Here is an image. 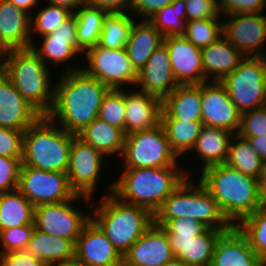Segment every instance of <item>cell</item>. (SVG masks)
<instances>
[{"label":"cell","instance_id":"cell-1","mask_svg":"<svg viewBox=\"0 0 266 266\" xmlns=\"http://www.w3.org/2000/svg\"><path fill=\"white\" fill-rule=\"evenodd\" d=\"M81 68L66 66L63 69V75L54 87L52 110L47 115L54 122L58 119L61 128L75 135L98 117L103 98L110 90Z\"/></svg>","mask_w":266,"mask_h":266},{"label":"cell","instance_id":"cell-2","mask_svg":"<svg viewBox=\"0 0 266 266\" xmlns=\"http://www.w3.org/2000/svg\"><path fill=\"white\" fill-rule=\"evenodd\" d=\"M201 172L199 181L213 195L233 226L264 203L263 183L259 179L226 163L206 167Z\"/></svg>","mask_w":266,"mask_h":266},{"label":"cell","instance_id":"cell-3","mask_svg":"<svg viewBox=\"0 0 266 266\" xmlns=\"http://www.w3.org/2000/svg\"><path fill=\"white\" fill-rule=\"evenodd\" d=\"M123 170L119 179L113 182L112 193L123 202L147 209L152 215L189 177L179 166Z\"/></svg>","mask_w":266,"mask_h":266},{"label":"cell","instance_id":"cell-4","mask_svg":"<svg viewBox=\"0 0 266 266\" xmlns=\"http://www.w3.org/2000/svg\"><path fill=\"white\" fill-rule=\"evenodd\" d=\"M0 68L23 99L42 116H47L51 112L55 86L50 84L49 67L32 47L9 50L0 54Z\"/></svg>","mask_w":266,"mask_h":266},{"label":"cell","instance_id":"cell-5","mask_svg":"<svg viewBox=\"0 0 266 266\" xmlns=\"http://www.w3.org/2000/svg\"><path fill=\"white\" fill-rule=\"evenodd\" d=\"M91 219L100 227L114 248L123 255L154 223V215L138 205L128 204L115 196L113 182L107 187ZM110 191V192H109Z\"/></svg>","mask_w":266,"mask_h":266},{"label":"cell","instance_id":"cell-6","mask_svg":"<svg viewBox=\"0 0 266 266\" xmlns=\"http://www.w3.org/2000/svg\"><path fill=\"white\" fill-rule=\"evenodd\" d=\"M76 136L48 116H41L23 133L22 165L67 173L70 147Z\"/></svg>","mask_w":266,"mask_h":266},{"label":"cell","instance_id":"cell-7","mask_svg":"<svg viewBox=\"0 0 266 266\" xmlns=\"http://www.w3.org/2000/svg\"><path fill=\"white\" fill-rule=\"evenodd\" d=\"M188 177L163 202L154 219L191 218L207 228L229 231L234 226L224 216L218 202L201 183ZM196 185V186H195Z\"/></svg>","mask_w":266,"mask_h":266},{"label":"cell","instance_id":"cell-8","mask_svg":"<svg viewBox=\"0 0 266 266\" xmlns=\"http://www.w3.org/2000/svg\"><path fill=\"white\" fill-rule=\"evenodd\" d=\"M220 83L242 114L266 105V56L245 57Z\"/></svg>","mask_w":266,"mask_h":266},{"label":"cell","instance_id":"cell-9","mask_svg":"<svg viewBox=\"0 0 266 266\" xmlns=\"http://www.w3.org/2000/svg\"><path fill=\"white\" fill-rule=\"evenodd\" d=\"M124 169L163 168L178 166V156L172 150L163 125L129 133L122 153Z\"/></svg>","mask_w":266,"mask_h":266},{"label":"cell","instance_id":"cell-10","mask_svg":"<svg viewBox=\"0 0 266 266\" xmlns=\"http://www.w3.org/2000/svg\"><path fill=\"white\" fill-rule=\"evenodd\" d=\"M81 198L86 202L92 200L86 196L76 195L73 199L65 202L36 206L34 210L35 228L49 235L71 240L75 244L83 227L91 219V213L83 212V209L76 210L73 206V203Z\"/></svg>","mask_w":266,"mask_h":266},{"label":"cell","instance_id":"cell-11","mask_svg":"<svg viewBox=\"0 0 266 266\" xmlns=\"http://www.w3.org/2000/svg\"><path fill=\"white\" fill-rule=\"evenodd\" d=\"M87 65L81 69L110 89H121L124 84L136 87L138 72L133 67L125 48L107 49L94 46L85 52Z\"/></svg>","mask_w":266,"mask_h":266},{"label":"cell","instance_id":"cell-12","mask_svg":"<svg viewBox=\"0 0 266 266\" xmlns=\"http://www.w3.org/2000/svg\"><path fill=\"white\" fill-rule=\"evenodd\" d=\"M18 190L35 207L65 202L77 195L70 187L67 173L44 171L26 165L20 168Z\"/></svg>","mask_w":266,"mask_h":266},{"label":"cell","instance_id":"cell-13","mask_svg":"<svg viewBox=\"0 0 266 266\" xmlns=\"http://www.w3.org/2000/svg\"><path fill=\"white\" fill-rule=\"evenodd\" d=\"M222 22L223 37L246 57L266 56V15L261 13H235L226 15Z\"/></svg>","mask_w":266,"mask_h":266},{"label":"cell","instance_id":"cell-14","mask_svg":"<svg viewBox=\"0 0 266 266\" xmlns=\"http://www.w3.org/2000/svg\"><path fill=\"white\" fill-rule=\"evenodd\" d=\"M105 156L76 136L69 152L67 175L71 189L77 194L93 197Z\"/></svg>","mask_w":266,"mask_h":266},{"label":"cell","instance_id":"cell-15","mask_svg":"<svg viewBox=\"0 0 266 266\" xmlns=\"http://www.w3.org/2000/svg\"><path fill=\"white\" fill-rule=\"evenodd\" d=\"M201 104L203 125L237 134L241 113L220 82L201 83Z\"/></svg>","mask_w":266,"mask_h":266},{"label":"cell","instance_id":"cell-16","mask_svg":"<svg viewBox=\"0 0 266 266\" xmlns=\"http://www.w3.org/2000/svg\"><path fill=\"white\" fill-rule=\"evenodd\" d=\"M174 258L168 234L153 223L122 257V266H161Z\"/></svg>","mask_w":266,"mask_h":266},{"label":"cell","instance_id":"cell-17","mask_svg":"<svg viewBox=\"0 0 266 266\" xmlns=\"http://www.w3.org/2000/svg\"><path fill=\"white\" fill-rule=\"evenodd\" d=\"M173 75L179 85L203 83L202 51L183 35L164 37Z\"/></svg>","mask_w":266,"mask_h":266},{"label":"cell","instance_id":"cell-18","mask_svg":"<svg viewBox=\"0 0 266 266\" xmlns=\"http://www.w3.org/2000/svg\"><path fill=\"white\" fill-rule=\"evenodd\" d=\"M75 258L89 266H122V256L92 219L76 240Z\"/></svg>","mask_w":266,"mask_h":266},{"label":"cell","instance_id":"cell-19","mask_svg":"<svg viewBox=\"0 0 266 266\" xmlns=\"http://www.w3.org/2000/svg\"><path fill=\"white\" fill-rule=\"evenodd\" d=\"M42 115L13 86L0 68V127L25 131Z\"/></svg>","mask_w":266,"mask_h":266},{"label":"cell","instance_id":"cell-20","mask_svg":"<svg viewBox=\"0 0 266 266\" xmlns=\"http://www.w3.org/2000/svg\"><path fill=\"white\" fill-rule=\"evenodd\" d=\"M136 85L140 86V91L161 100L179 85L173 75L169 51L164 43L153 52L138 73Z\"/></svg>","mask_w":266,"mask_h":266},{"label":"cell","instance_id":"cell-21","mask_svg":"<svg viewBox=\"0 0 266 266\" xmlns=\"http://www.w3.org/2000/svg\"><path fill=\"white\" fill-rule=\"evenodd\" d=\"M31 45V14L0 0V54Z\"/></svg>","mask_w":266,"mask_h":266},{"label":"cell","instance_id":"cell-22","mask_svg":"<svg viewBox=\"0 0 266 266\" xmlns=\"http://www.w3.org/2000/svg\"><path fill=\"white\" fill-rule=\"evenodd\" d=\"M41 46L31 45L40 59L49 67L47 60L53 64L69 62L73 57L80 54L77 50L76 19L72 15L51 34L41 36ZM70 59V60H69Z\"/></svg>","mask_w":266,"mask_h":266},{"label":"cell","instance_id":"cell-23","mask_svg":"<svg viewBox=\"0 0 266 266\" xmlns=\"http://www.w3.org/2000/svg\"><path fill=\"white\" fill-rule=\"evenodd\" d=\"M137 90V91H136ZM125 91V134L148 130L161 123L162 100L145 92Z\"/></svg>","mask_w":266,"mask_h":266},{"label":"cell","instance_id":"cell-24","mask_svg":"<svg viewBox=\"0 0 266 266\" xmlns=\"http://www.w3.org/2000/svg\"><path fill=\"white\" fill-rule=\"evenodd\" d=\"M261 261L248 239L234 226L217 240L210 266H257Z\"/></svg>","mask_w":266,"mask_h":266},{"label":"cell","instance_id":"cell-25","mask_svg":"<svg viewBox=\"0 0 266 266\" xmlns=\"http://www.w3.org/2000/svg\"><path fill=\"white\" fill-rule=\"evenodd\" d=\"M201 51L203 82L209 80L220 82L225 76L233 72L246 57L223 36Z\"/></svg>","mask_w":266,"mask_h":266},{"label":"cell","instance_id":"cell-26","mask_svg":"<svg viewBox=\"0 0 266 266\" xmlns=\"http://www.w3.org/2000/svg\"><path fill=\"white\" fill-rule=\"evenodd\" d=\"M161 118L202 122L201 84L178 85L165 96Z\"/></svg>","mask_w":266,"mask_h":266},{"label":"cell","instance_id":"cell-27","mask_svg":"<svg viewBox=\"0 0 266 266\" xmlns=\"http://www.w3.org/2000/svg\"><path fill=\"white\" fill-rule=\"evenodd\" d=\"M164 36L149 20L134 23L126 51L130 61L139 73L153 52L163 44Z\"/></svg>","mask_w":266,"mask_h":266},{"label":"cell","instance_id":"cell-28","mask_svg":"<svg viewBox=\"0 0 266 266\" xmlns=\"http://www.w3.org/2000/svg\"><path fill=\"white\" fill-rule=\"evenodd\" d=\"M26 251L47 266H58L75 258V244L68 239L34 229Z\"/></svg>","mask_w":266,"mask_h":266},{"label":"cell","instance_id":"cell-29","mask_svg":"<svg viewBox=\"0 0 266 266\" xmlns=\"http://www.w3.org/2000/svg\"><path fill=\"white\" fill-rule=\"evenodd\" d=\"M233 133L225 129L203 125L192 151H196L202 161V170L206 167L225 163Z\"/></svg>","mask_w":266,"mask_h":266},{"label":"cell","instance_id":"cell-30","mask_svg":"<svg viewBox=\"0 0 266 266\" xmlns=\"http://www.w3.org/2000/svg\"><path fill=\"white\" fill-rule=\"evenodd\" d=\"M85 143L92 145L104 156L117 153L121 156L124 149L126 134L122 129L94 119L80 134L77 135Z\"/></svg>","mask_w":266,"mask_h":266},{"label":"cell","instance_id":"cell-31","mask_svg":"<svg viewBox=\"0 0 266 266\" xmlns=\"http://www.w3.org/2000/svg\"><path fill=\"white\" fill-rule=\"evenodd\" d=\"M227 165L240 170L245 175L259 179L262 183L266 174V164L252 148L247 138L234 134L230 141Z\"/></svg>","mask_w":266,"mask_h":266},{"label":"cell","instance_id":"cell-32","mask_svg":"<svg viewBox=\"0 0 266 266\" xmlns=\"http://www.w3.org/2000/svg\"><path fill=\"white\" fill-rule=\"evenodd\" d=\"M34 210L18 189L0 193V230L34 224Z\"/></svg>","mask_w":266,"mask_h":266},{"label":"cell","instance_id":"cell-33","mask_svg":"<svg viewBox=\"0 0 266 266\" xmlns=\"http://www.w3.org/2000/svg\"><path fill=\"white\" fill-rule=\"evenodd\" d=\"M107 13L89 3L73 12L76 19L77 50L80 53L98 44L103 18Z\"/></svg>","mask_w":266,"mask_h":266},{"label":"cell","instance_id":"cell-34","mask_svg":"<svg viewBox=\"0 0 266 266\" xmlns=\"http://www.w3.org/2000/svg\"><path fill=\"white\" fill-rule=\"evenodd\" d=\"M135 19L130 13L108 12L103 18L98 46L107 49L126 48Z\"/></svg>","mask_w":266,"mask_h":266},{"label":"cell","instance_id":"cell-35","mask_svg":"<svg viewBox=\"0 0 266 266\" xmlns=\"http://www.w3.org/2000/svg\"><path fill=\"white\" fill-rule=\"evenodd\" d=\"M167 139L177 156L183 155L194 148L202 122L179 120L175 118H161Z\"/></svg>","mask_w":266,"mask_h":266},{"label":"cell","instance_id":"cell-36","mask_svg":"<svg viewBox=\"0 0 266 266\" xmlns=\"http://www.w3.org/2000/svg\"><path fill=\"white\" fill-rule=\"evenodd\" d=\"M224 232L227 231L207 228L187 243L186 250L178 258L188 266H210L215 244Z\"/></svg>","mask_w":266,"mask_h":266},{"label":"cell","instance_id":"cell-37","mask_svg":"<svg viewBox=\"0 0 266 266\" xmlns=\"http://www.w3.org/2000/svg\"><path fill=\"white\" fill-rule=\"evenodd\" d=\"M248 239L250 247L262 259L266 260V204L260 205L251 215L236 226Z\"/></svg>","mask_w":266,"mask_h":266},{"label":"cell","instance_id":"cell-38","mask_svg":"<svg viewBox=\"0 0 266 266\" xmlns=\"http://www.w3.org/2000/svg\"><path fill=\"white\" fill-rule=\"evenodd\" d=\"M185 0L173 2L159 10L149 21L164 36L183 35L186 26Z\"/></svg>","mask_w":266,"mask_h":266},{"label":"cell","instance_id":"cell-39","mask_svg":"<svg viewBox=\"0 0 266 266\" xmlns=\"http://www.w3.org/2000/svg\"><path fill=\"white\" fill-rule=\"evenodd\" d=\"M222 22L219 19L187 21L183 36L197 48L203 49L223 36Z\"/></svg>","mask_w":266,"mask_h":266},{"label":"cell","instance_id":"cell-40","mask_svg":"<svg viewBox=\"0 0 266 266\" xmlns=\"http://www.w3.org/2000/svg\"><path fill=\"white\" fill-rule=\"evenodd\" d=\"M73 15L69 9L57 5L49 4L39 10L37 15H31V41L33 44V34L45 36L51 34L62 23Z\"/></svg>","mask_w":266,"mask_h":266},{"label":"cell","instance_id":"cell-41","mask_svg":"<svg viewBox=\"0 0 266 266\" xmlns=\"http://www.w3.org/2000/svg\"><path fill=\"white\" fill-rule=\"evenodd\" d=\"M125 117V91L123 87L110 89L103 98L98 118L125 132Z\"/></svg>","mask_w":266,"mask_h":266},{"label":"cell","instance_id":"cell-42","mask_svg":"<svg viewBox=\"0 0 266 266\" xmlns=\"http://www.w3.org/2000/svg\"><path fill=\"white\" fill-rule=\"evenodd\" d=\"M154 223L161 226L168 237H195L202 234L207 227L191 218L154 219Z\"/></svg>","mask_w":266,"mask_h":266},{"label":"cell","instance_id":"cell-43","mask_svg":"<svg viewBox=\"0 0 266 266\" xmlns=\"http://www.w3.org/2000/svg\"><path fill=\"white\" fill-rule=\"evenodd\" d=\"M34 229L35 225L29 224L0 230V254L26 250Z\"/></svg>","mask_w":266,"mask_h":266},{"label":"cell","instance_id":"cell-44","mask_svg":"<svg viewBox=\"0 0 266 266\" xmlns=\"http://www.w3.org/2000/svg\"><path fill=\"white\" fill-rule=\"evenodd\" d=\"M239 136L266 135V105L241 114Z\"/></svg>","mask_w":266,"mask_h":266},{"label":"cell","instance_id":"cell-45","mask_svg":"<svg viewBox=\"0 0 266 266\" xmlns=\"http://www.w3.org/2000/svg\"><path fill=\"white\" fill-rule=\"evenodd\" d=\"M22 158L0 156V193L18 189Z\"/></svg>","mask_w":266,"mask_h":266},{"label":"cell","instance_id":"cell-46","mask_svg":"<svg viewBox=\"0 0 266 266\" xmlns=\"http://www.w3.org/2000/svg\"><path fill=\"white\" fill-rule=\"evenodd\" d=\"M23 131L0 127V156L22 158Z\"/></svg>","mask_w":266,"mask_h":266},{"label":"cell","instance_id":"cell-47","mask_svg":"<svg viewBox=\"0 0 266 266\" xmlns=\"http://www.w3.org/2000/svg\"><path fill=\"white\" fill-rule=\"evenodd\" d=\"M186 22L191 20L220 19L215 0H185Z\"/></svg>","mask_w":266,"mask_h":266},{"label":"cell","instance_id":"cell-48","mask_svg":"<svg viewBox=\"0 0 266 266\" xmlns=\"http://www.w3.org/2000/svg\"><path fill=\"white\" fill-rule=\"evenodd\" d=\"M266 8V0H220L219 15L235 13H261Z\"/></svg>","mask_w":266,"mask_h":266},{"label":"cell","instance_id":"cell-49","mask_svg":"<svg viewBox=\"0 0 266 266\" xmlns=\"http://www.w3.org/2000/svg\"><path fill=\"white\" fill-rule=\"evenodd\" d=\"M0 266H47L26 250L0 254Z\"/></svg>","mask_w":266,"mask_h":266},{"label":"cell","instance_id":"cell-50","mask_svg":"<svg viewBox=\"0 0 266 266\" xmlns=\"http://www.w3.org/2000/svg\"><path fill=\"white\" fill-rule=\"evenodd\" d=\"M173 0H133L131 14L141 16L142 20H149L159 10L171 4Z\"/></svg>","mask_w":266,"mask_h":266},{"label":"cell","instance_id":"cell-51","mask_svg":"<svg viewBox=\"0 0 266 266\" xmlns=\"http://www.w3.org/2000/svg\"><path fill=\"white\" fill-rule=\"evenodd\" d=\"M89 4L104 9L106 12L127 13L132 11L133 0H87Z\"/></svg>","mask_w":266,"mask_h":266},{"label":"cell","instance_id":"cell-52","mask_svg":"<svg viewBox=\"0 0 266 266\" xmlns=\"http://www.w3.org/2000/svg\"><path fill=\"white\" fill-rule=\"evenodd\" d=\"M247 138L252 145V148L256 151L258 156L264 161L266 164V135L262 136H242Z\"/></svg>","mask_w":266,"mask_h":266},{"label":"cell","instance_id":"cell-53","mask_svg":"<svg viewBox=\"0 0 266 266\" xmlns=\"http://www.w3.org/2000/svg\"><path fill=\"white\" fill-rule=\"evenodd\" d=\"M172 253L175 258H178L184 250L186 245L192 240L193 237H168Z\"/></svg>","mask_w":266,"mask_h":266},{"label":"cell","instance_id":"cell-54","mask_svg":"<svg viewBox=\"0 0 266 266\" xmlns=\"http://www.w3.org/2000/svg\"><path fill=\"white\" fill-rule=\"evenodd\" d=\"M49 4L65 7L71 12H76L83 5L88 3L87 0H48ZM77 8V9H76Z\"/></svg>","mask_w":266,"mask_h":266},{"label":"cell","instance_id":"cell-55","mask_svg":"<svg viewBox=\"0 0 266 266\" xmlns=\"http://www.w3.org/2000/svg\"><path fill=\"white\" fill-rule=\"evenodd\" d=\"M10 3L14 4L17 8L26 11L29 14L31 13V8L36 7L38 0H8Z\"/></svg>","mask_w":266,"mask_h":266},{"label":"cell","instance_id":"cell-56","mask_svg":"<svg viewBox=\"0 0 266 266\" xmlns=\"http://www.w3.org/2000/svg\"><path fill=\"white\" fill-rule=\"evenodd\" d=\"M58 266H89V265L87 263L79 261L76 258H73Z\"/></svg>","mask_w":266,"mask_h":266},{"label":"cell","instance_id":"cell-57","mask_svg":"<svg viewBox=\"0 0 266 266\" xmlns=\"http://www.w3.org/2000/svg\"><path fill=\"white\" fill-rule=\"evenodd\" d=\"M161 266H188L184 261L179 258H173L171 261L161 265Z\"/></svg>","mask_w":266,"mask_h":266},{"label":"cell","instance_id":"cell-58","mask_svg":"<svg viewBox=\"0 0 266 266\" xmlns=\"http://www.w3.org/2000/svg\"><path fill=\"white\" fill-rule=\"evenodd\" d=\"M257 266H266V261L262 260Z\"/></svg>","mask_w":266,"mask_h":266},{"label":"cell","instance_id":"cell-59","mask_svg":"<svg viewBox=\"0 0 266 266\" xmlns=\"http://www.w3.org/2000/svg\"><path fill=\"white\" fill-rule=\"evenodd\" d=\"M263 187H266V174H265V178H264V181H263Z\"/></svg>","mask_w":266,"mask_h":266}]
</instances>
